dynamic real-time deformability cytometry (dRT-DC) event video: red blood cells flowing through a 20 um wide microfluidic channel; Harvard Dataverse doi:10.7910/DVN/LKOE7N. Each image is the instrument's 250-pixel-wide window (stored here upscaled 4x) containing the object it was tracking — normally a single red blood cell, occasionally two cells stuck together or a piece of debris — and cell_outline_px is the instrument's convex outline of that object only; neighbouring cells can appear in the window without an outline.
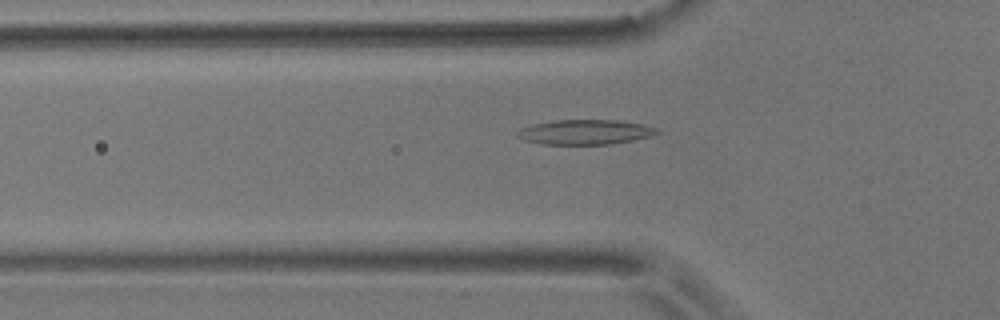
{"species": "common noctule bat (a hibernating species)", "species_latin": "Nyctalus noctula", "temperature_condition": "room temperature", "stored_images_in_passage": 51, "camera_frame_rate_fps": 3000, "um_per_image_px": 0.085, "animal": {"sex": "male", "body_mass_g": 17.9}, "frame": {"image": 1, "passage_image": 14, "time_ms": 4.333, "image_size_px": [1000, 320], "cell_outline_px": [[660, 132], [648, 136], [632, 140], [612, 144], [544, 144], [524, 140], [516, 136], [516, 132], [520, 128], [532, 124], [552, 120], [616, 120], [644, 124], [656, 128]], "centroid_in_image_um": [49.69, 11.22], "position_along_channel_um": 76.1, "area_um2": 20.17}}
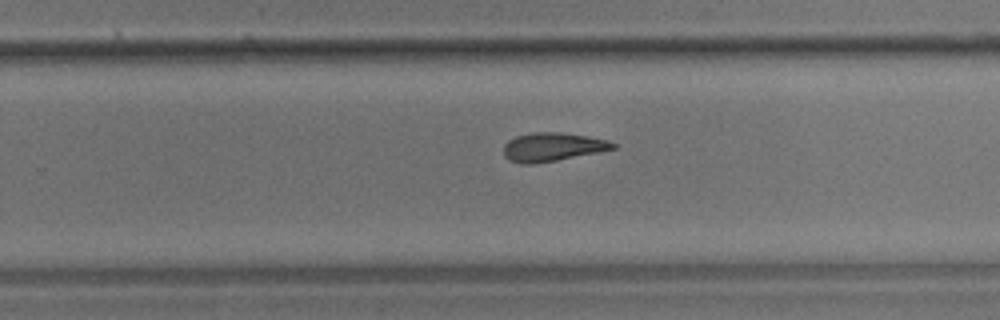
{"frame": {"image": 2, "passage_image": 31, "time_ms": 10.0, "image_size_px": [1000, 320], "cell_outline_px": [[616, 148], [600, 152], [536, 164], [520, 164], [508, 160], [504, 156], [504, 144], [508, 140], [516, 136], [532, 132], [564, 132], [588, 136], [608, 140], [616, 144]], "centroid_in_image_um": [46.95, 12.49], "position_along_channel_um": 282.9, "area_um2": 18.5}}
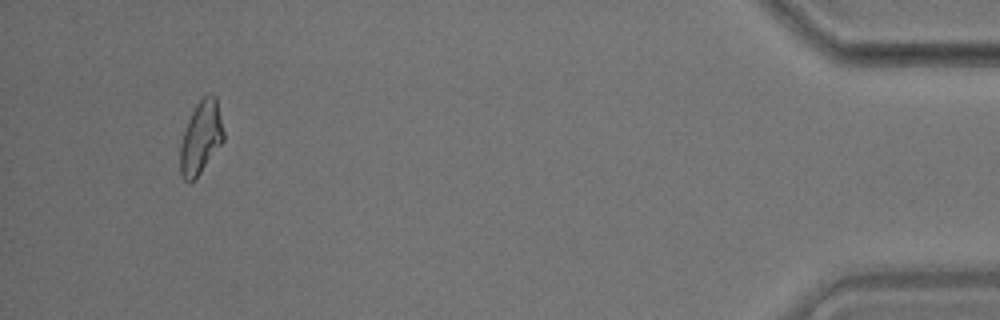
{"frame": {"image": 3, "passage_image": 48, "time_ms": 15.667, "image_size_px": [1000, 320], "cell_outline_px": [[224, 140], [196, 180], [192, 184], [188, 184], [184, 180], [180, 172], [180, 144], [188, 120], [196, 104], [204, 96], [212, 92], [216, 96], [224, 132]], "centroid_in_image_um": [17.07, 11.74], "position_along_channel_um": 418.1, "area_um2": 18.67}, "authors_computed_cell_mechanics": {"area_um2": 18.496, "velocity_mm_per_s": 3.636, "shape_relaxation_time_tau1_ms": null, "shape_relaxation_time_tau2_ms": 7.0825, "deformation_change_tau1": null, "deformation_change_tau2": 0.1753}}